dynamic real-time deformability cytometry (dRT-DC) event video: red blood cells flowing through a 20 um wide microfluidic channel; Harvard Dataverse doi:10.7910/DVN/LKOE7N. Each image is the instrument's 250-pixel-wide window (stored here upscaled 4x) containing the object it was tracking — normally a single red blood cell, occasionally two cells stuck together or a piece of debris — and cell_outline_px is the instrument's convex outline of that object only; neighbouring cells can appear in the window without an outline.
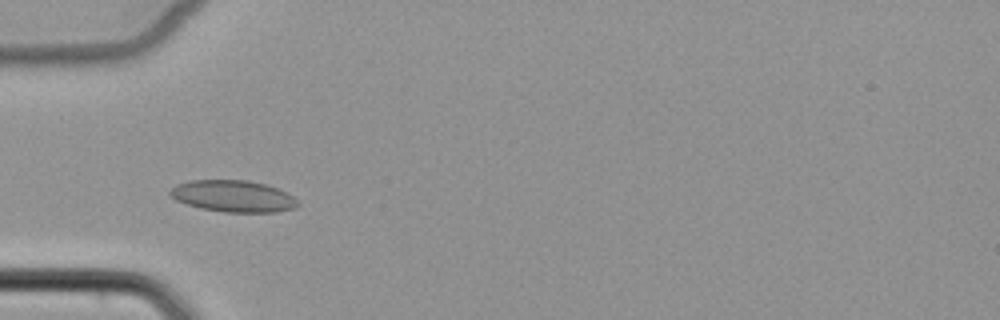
{"species": "common noctule bat (a hibernating species)", "species_latin": "Nyctalus noctula", "temperature_condition": "cold", "stored_images_in_passage": 6, "camera_frame_rate_fps": 3000, "um_per_image_px": 0.085, "animal": {"sex": "female", "body_mass_g": 22.7, "forearm_length_mm": 54.2}, "frame": {"image": 1, "passage_image": 4, "time_ms": 3.667, "image_size_px": [1000, 320], "cell_outline_px": [[300, 204], [296, 208], [276, 212], [224, 212], [200, 208], [176, 200], [168, 196], [168, 192], [176, 184], [188, 180], [248, 180], [264, 184], [276, 188], [292, 196]], "centroid_in_image_um": [19.78, 16.67], "position_along_channel_um": 65.2, "area_um2": 23.58}}
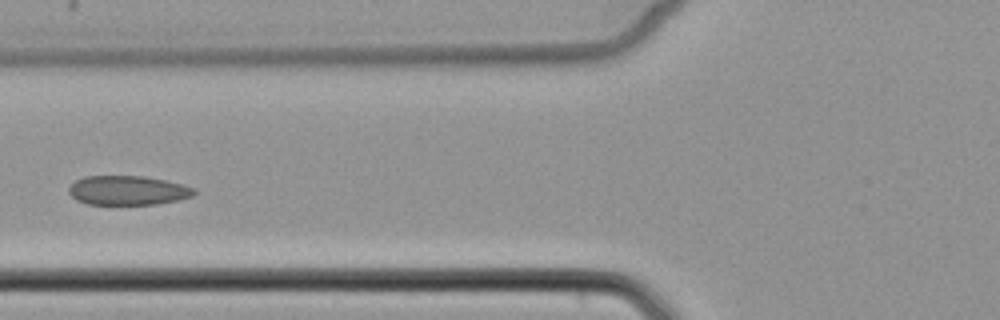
{"frame": {"image": 2, "passage_image": 5, "time_ms": 5.0, "image_size_px": [1000, 320], "cell_outline_px": [[196, 192], [192, 196], [176, 200], [156, 204], [88, 204], [76, 200], [68, 192], [68, 188], [76, 180], [84, 176], [144, 176], [184, 184], [196, 188]], "centroid_in_image_um": [10.86, 16.18], "position_along_channel_um": 114.9, "area_um2": 21.39}}
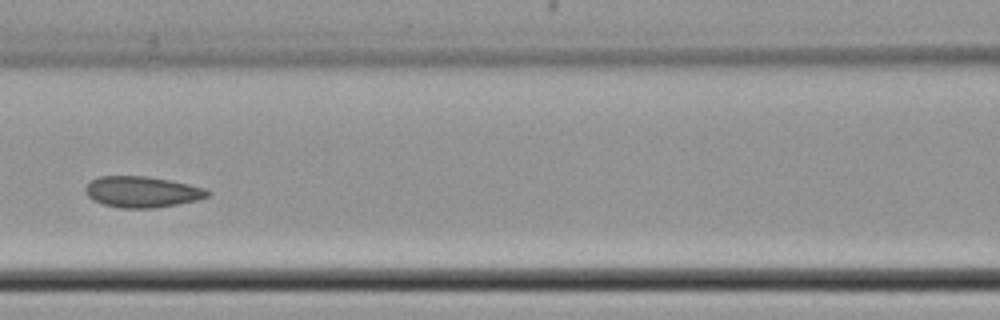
{"frame": {"image": 3, "passage_image": 6, "time_ms": 6.0, "image_size_px": [1000, 320], "cell_outline_px": [[212, 192], [208, 196], [196, 200], [156, 208], [120, 208], [104, 204], [92, 200], [84, 192], [84, 188], [92, 180], [100, 176], [144, 176], [168, 180], [188, 184], [204, 188]], "centroid_in_image_um": [12.05, 16.31], "position_along_channel_um": 154.5, "area_um2": 21.96}}